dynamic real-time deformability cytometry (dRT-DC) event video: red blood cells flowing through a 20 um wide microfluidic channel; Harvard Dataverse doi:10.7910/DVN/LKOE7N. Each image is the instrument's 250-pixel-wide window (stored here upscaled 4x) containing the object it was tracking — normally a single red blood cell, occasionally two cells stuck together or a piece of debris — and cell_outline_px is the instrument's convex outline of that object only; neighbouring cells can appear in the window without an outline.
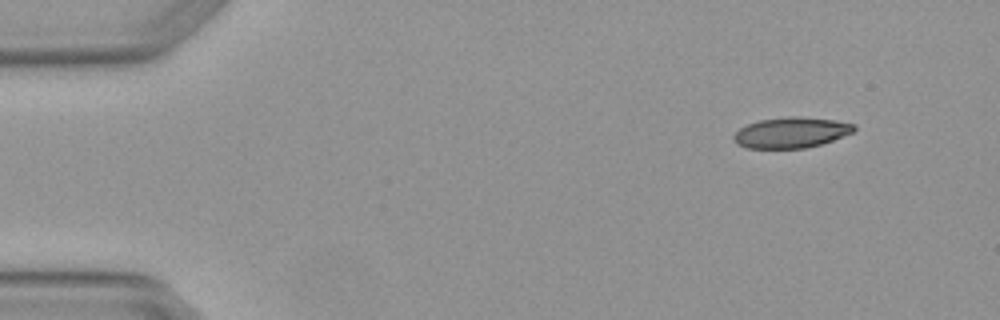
{"species": "Egyptian fruit bat (a non-hibernating species)", "species_latin": "Rousettus aegyptiacus", "temperature_condition": "warm", "stored_images_in_passage": 4, "camera_frame_rate_fps": 3000, "um_per_image_px": 0.085, "animal": {"sex": "female"}, "frame": {"image": 1, "passage_image": 1, "time_ms": 0.0, "image_size_px": [1000, 320], "cell_outline_px": [[856, 128], [852, 132], [832, 140], [820, 144], [804, 148], [748, 148], [736, 144], [732, 136], [740, 128], [748, 124], [760, 120], [788, 116], [796, 116], [836, 120], [856, 124]], "centroid_in_image_um": [67.24, 11.26], "position_along_channel_um": 17.8, "area_um2": 21.39}}
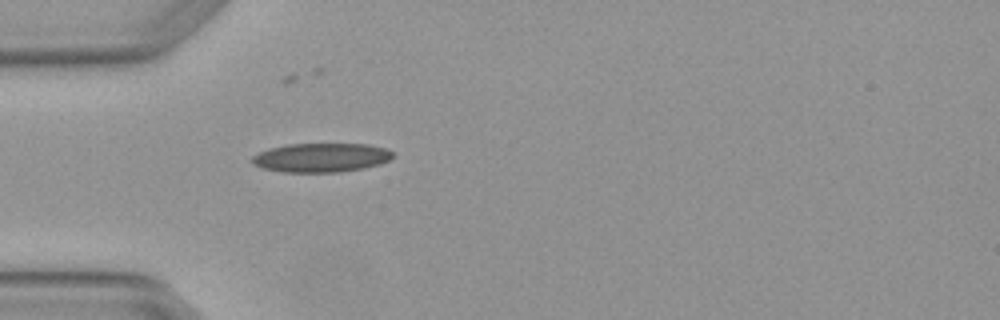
{"frame": {"image": 2, "passage_image": 4, "time_ms": 1.0, "image_size_px": [1000, 320], "cell_outline_px": [[392, 156], [388, 160], [380, 164], [364, 168], [340, 172], [284, 172], [260, 168], [252, 164], [252, 156], [268, 148], [288, 144], [368, 144], [384, 148], [392, 152]], "centroid_in_image_um": [27.25, 13.4], "position_along_channel_um": 57.7, "area_um2": 23.81}}